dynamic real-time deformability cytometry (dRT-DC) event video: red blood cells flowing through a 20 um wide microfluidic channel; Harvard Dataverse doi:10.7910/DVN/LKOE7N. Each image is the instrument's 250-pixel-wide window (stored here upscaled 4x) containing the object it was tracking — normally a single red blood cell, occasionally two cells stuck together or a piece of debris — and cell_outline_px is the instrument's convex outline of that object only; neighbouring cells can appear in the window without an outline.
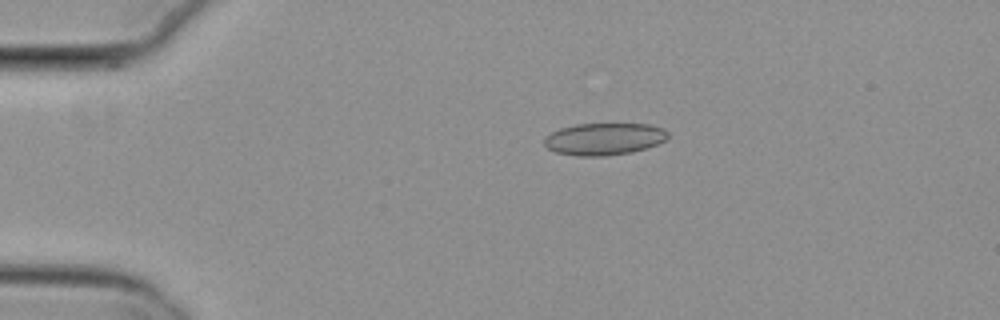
{"species": "common noctule bat (a hibernating species)", "species_latin": "Nyctalus noctula", "temperature_condition": "cold", "stored_images_in_passage": 8, "camera_frame_rate_fps": 3000, "um_per_image_px": 0.085, "animal": {"sex": "female", "body_mass_g": 29.2, "forearm_length_mm": 56.3}, "frame": {"image": 1, "passage_image": 4, "time_ms": 1.0, "image_size_px": [1000, 320], "cell_outline_px": [[668, 136], [664, 140], [656, 144], [632, 152], [604, 156], [576, 156], [556, 152], [548, 148], [544, 144], [544, 136], [560, 128], [576, 124], [648, 124], [664, 128], [668, 132]], "centroid_in_image_um": [51.32, 11.81], "position_along_channel_um": 33.7, "area_um2": 23.06}}
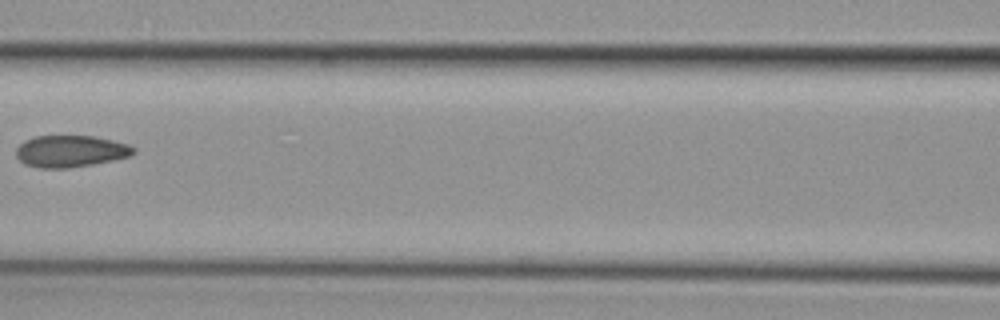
{"frame": {"image": 2, "passage_image": 7, "time_ms": 2.0, "image_size_px": [1000, 320], "cell_outline_px": [[136, 152], [132, 156], [92, 164], [68, 168], [36, 168], [24, 164], [16, 156], [16, 148], [24, 140], [36, 136], [96, 136], [128, 144], [136, 148]], "centroid_in_image_um": [6.0, 12.85], "position_along_channel_um": 160.6, "area_um2": 21.91}}
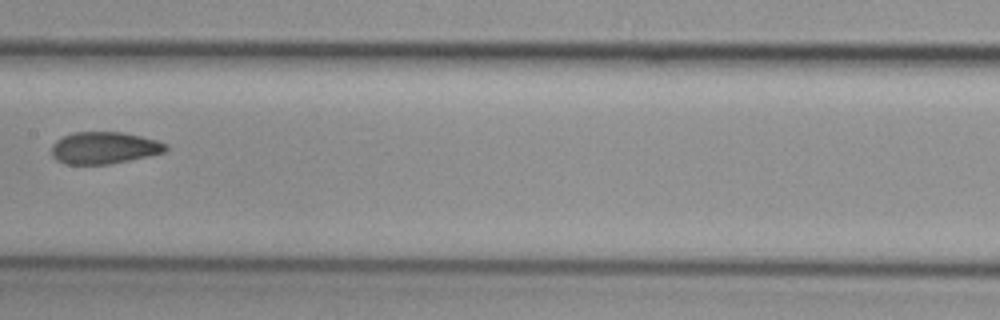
{"frame": {"image": 3, "passage_image": 8, "time_ms": 2.333, "image_size_px": [1000, 320], "cell_outline_px": [[168, 148], [164, 152], [148, 156], [112, 164], [64, 164], [56, 160], [52, 156], [52, 144], [56, 140], [72, 132], [124, 132], [156, 140], [168, 144]], "centroid_in_image_um": [8.84, 12.57], "position_along_channel_um": 198.6, "area_um2": 21.39}}